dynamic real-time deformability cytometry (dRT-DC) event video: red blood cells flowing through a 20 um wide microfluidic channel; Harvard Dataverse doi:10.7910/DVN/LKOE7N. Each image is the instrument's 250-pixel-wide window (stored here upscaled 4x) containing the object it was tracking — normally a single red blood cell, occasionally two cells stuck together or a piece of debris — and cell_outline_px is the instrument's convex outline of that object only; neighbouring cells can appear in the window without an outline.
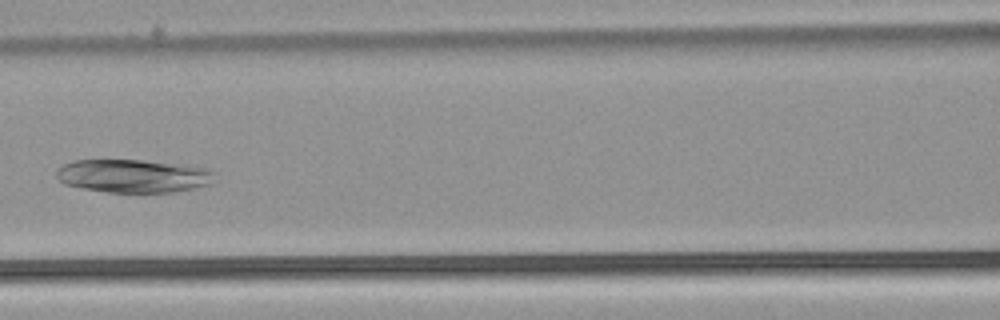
{"species": "common noctule bat (a hibernating species)", "species_latin": "Nyctalus noctula", "temperature_condition": "warm", "stored_images_in_passage": 8, "camera_frame_rate_fps": 3000, "um_per_image_px": 0.085, "animal": {"sex": "male", "body_mass_g": 21.5, "forearm_length_mm": 52.0}, "frame": {"image": 1, "passage_image": 7, "time_ms": 2.0, "image_size_px": [1000, 320], "cell_outline_px": [[216, 172], [208, 184], [192, 188], [172, 192], [108, 192], [84, 188], [64, 184], [56, 176], [56, 168], [72, 160], [144, 160], [208, 168]], "centroid_in_image_um": [11.28, 14.94], "position_along_channel_um": 155.3, "area_um2": 30.4}}
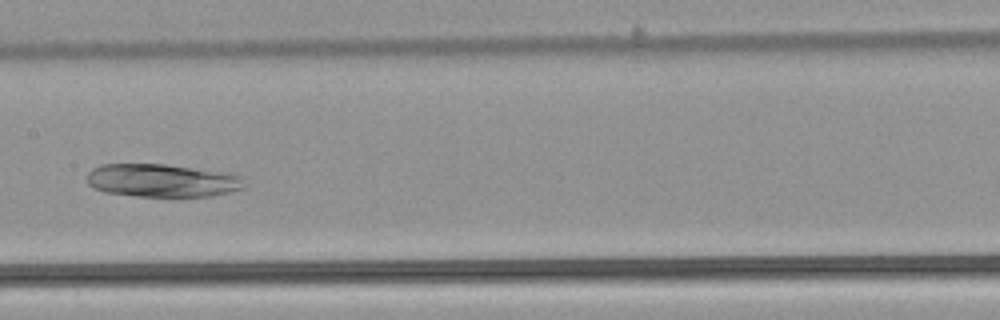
{"frame": {"image": 2, "passage_image": 8, "time_ms": 2.333, "image_size_px": [1000, 320], "cell_outline_px": [[248, 184], [244, 188], [212, 196], [136, 196], [104, 192], [88, 184], [88, 172], [92, 168], [100, 164], [164, 164], [192, 168], [240, 176]], "centroid_in_image_um": [13.74, 15.35], "position_along_channel_um": 193.7, "area_um2": 30.0}}